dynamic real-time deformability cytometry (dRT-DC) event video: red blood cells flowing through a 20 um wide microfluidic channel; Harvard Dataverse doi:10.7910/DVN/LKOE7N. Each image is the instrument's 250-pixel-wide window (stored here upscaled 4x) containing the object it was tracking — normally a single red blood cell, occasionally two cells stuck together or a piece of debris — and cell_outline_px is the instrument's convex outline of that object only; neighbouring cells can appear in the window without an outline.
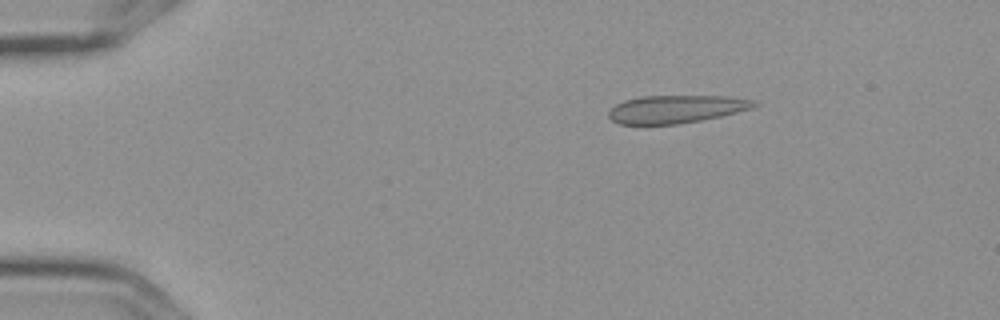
{"species": "Egyptian fruit bat (a non-hibernating species)", "species_latin": "Rousettus aegyptiacus", "temperature_condition": "cold", "stored_images_in_passage": 5, "camera_frame_rate_fps": 3000, "um_per_image_px": 0.085, "frame": {"image": 1, "passage_image": 3, "time_ms": 0.667, "image_size_px": [1000, 320], "cell_outline_px": [[760, 104], [752, 108], [720, 116], [700, 120], [676, 124], [620, 124], [612, 120], [608, 116], [608, 112], [616, 104], [624, 100], [640, 96], [728, 96], [752, 100]], "centroid_in_image_um": [57.45, 9.26], "position_along_channel_um": 27.5, "area_um2": 23.47}}